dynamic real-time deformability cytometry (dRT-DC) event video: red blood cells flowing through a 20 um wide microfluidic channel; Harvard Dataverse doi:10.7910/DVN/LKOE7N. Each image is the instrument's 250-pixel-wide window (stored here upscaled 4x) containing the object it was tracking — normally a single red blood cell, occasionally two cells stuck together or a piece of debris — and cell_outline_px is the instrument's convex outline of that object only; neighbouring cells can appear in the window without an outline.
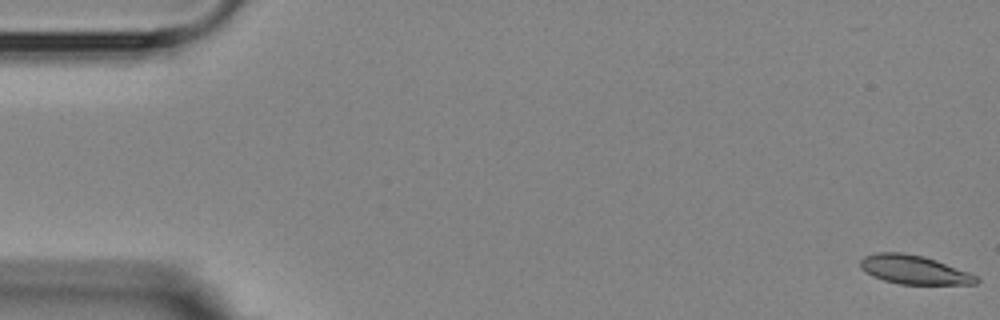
{"species": "Egyptian fruit bat (a non-hibernating species)", "species_latin": "Rousettus aegyptiacus", "temperature_condition": "room temperature", "stored_images_in_passage": 5, "camera_frame_rate_fps": 3000, "um_per_image_px": 0.085, "animal": {"sex": "female"}, "frame": {"image": 1, "passage_image": 1, "time_ms": 0.0, "image_size_px": [1000, 320], "cell_outline_px": [[980, 280], [976, 284], [900, 284], [884, 280], [872, 276], [860, 268], [860, 260], [864, 256], [876, 252], [904, 252], [924, 256], [936, 260], [968, 272], [976, 276]], "centroid_in_image_um": [77.66, 22.91], "position_along_channel_um": 7.3, "area_um2": 19.48}}
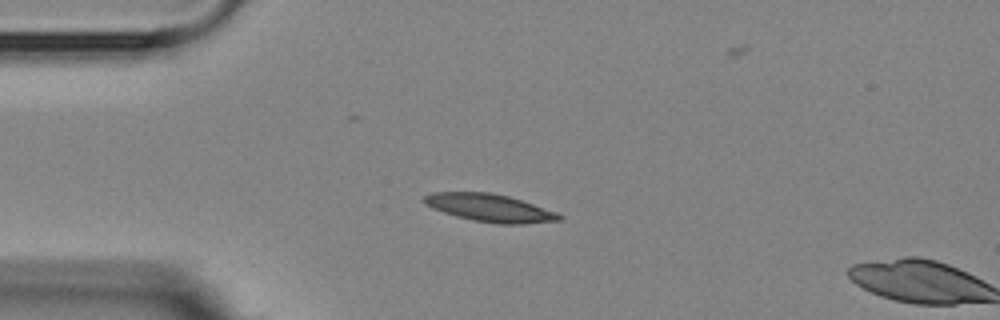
{"frame": {"image": 2, "passage_image": 4, "time_ms": 4.333, "image_size_px": [1000, 320], "cell_outline_px": [[564, 216], [560, 220], [524, 224], [496, 224], [472, 220], [456, 216], [432, 208], [424, 204], [420, 200], [424, 196], [432, 192], [488, 192], [508, 196], [556, 212]], "centroid_in_image_um": [41.58, 17.67], "position_along_channel_um": 43.4, "area_um2": 21.79}}